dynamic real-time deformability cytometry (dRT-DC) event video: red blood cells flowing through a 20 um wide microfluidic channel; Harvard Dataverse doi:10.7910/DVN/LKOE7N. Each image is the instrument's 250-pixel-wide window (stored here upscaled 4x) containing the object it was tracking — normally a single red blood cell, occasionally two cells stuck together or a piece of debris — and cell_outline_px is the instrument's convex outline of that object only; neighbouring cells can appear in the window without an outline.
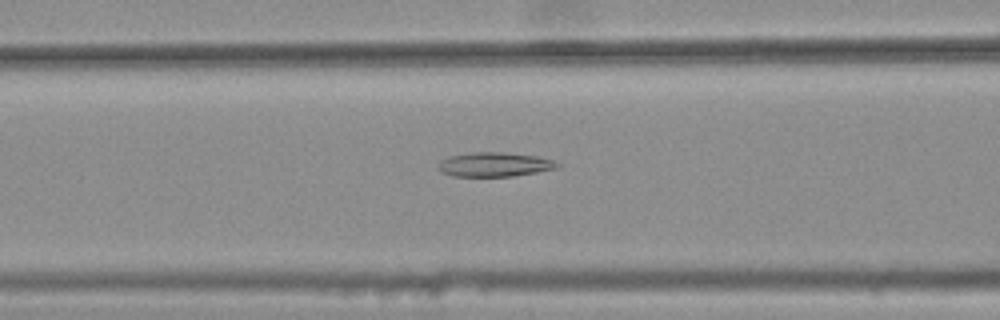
{"species": "common noctule bat (a hibernating species)", "species_latin": "Nyctalus noctula", "temperature_condition": "warm", "stored_images_in_passage": 33, "camera_frame_rate_fps": 3000, "um_per_image_px": 0.085, "animal": {"sex": "female", "body_mass_g": 25.1}, "frame": {"image": 1, "passage_image": 8, "time_ms": 2.333, "image_size_px": [1000, 320], "cell_outline_px": [[560, 168], [512, 176], [452, 176], [440, 172], [436, 168], [440, 160], [448, 156], [472, 152], [504, 152], [536, 156], [552, 160], [560, 164]], "centroid_in_image_um": [41.99, 13.98], "position_along_channel_um": 124.6, "area_um2": 16.99}}
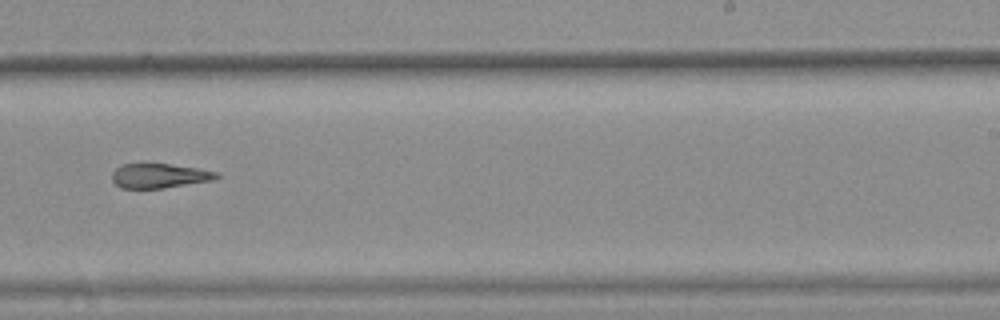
{"frame": {"image": 2, "passage_image": 20, "time_ms": 6.333, "image_size_px": [1000, 320], "cell_outline_px": [[220, 176], [212, 180], [164, 188], [120, 188], [112, 180], [112, 172], [116, 168], [124, 164], [140, 160], [144, 160], [196, 168], [220, 172]], "centroid_in_image_um": [13.5, 14.89], "position_along_channel_um": 275.5, "area_um2": 15.55}}
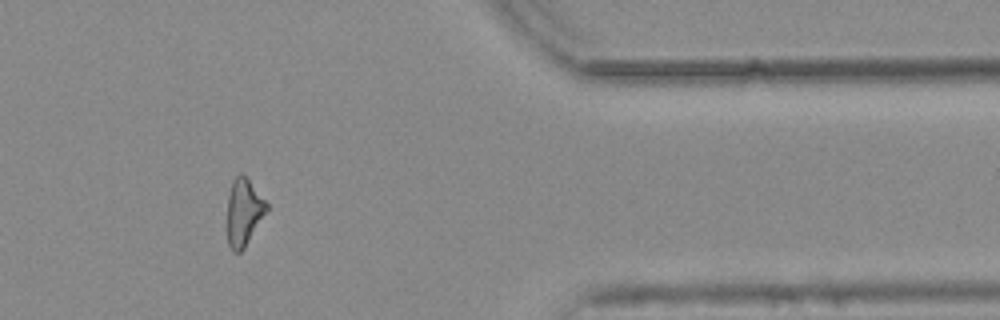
{"frame": {"image": 3, "passage_image": 31, "time_ms": 10.0, "image_size_px": [1000, 320], "cell_outline_px": [[268, 208], [244, 248], [240, 252], [232, 252], [228, 244], [228, 196], [232, 180], [240, 172], [248, 180], [268, 204]], "centroid_in_image_um": [20.7, 18.04], "position_along_channel_um": 390.7, "area_um2": 14.97}, "authors_computed_cell_mechanics": {"area_um2": 16.2996, "velocity_mm_per_s": 3.7833, "shape_relaxation_time_tau1_ms": null, "shape_relaxation_time_tau2_ms": 7.1287, "deformation_change_tau1": null, "deformation_change_tau2": 0.2142}}